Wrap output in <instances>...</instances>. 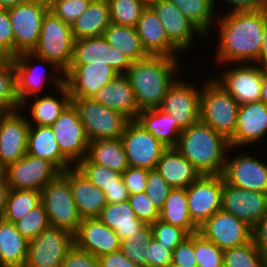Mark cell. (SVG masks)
I'll list each match as a JSON object with an SVG mask.
<instances>
[{"label": "cell", "instance_id": "1", "mask_svg": "<svg viewBox=\"0 0 267 267\" xmlns=\"http://www.w3.org/2000/svg\"><path fill=\"white\" fill-rule=\"evenodd\" d=\"M267 6L257 10L227 12L216 20L219 28L216 58L220 64H254L263 44Z\"/></svg>", "mask_w": 267, "mask_h": 267}, {"label": "cell", "instance_id": "2", "mask_svg": "<svg viewBox=\"0 0 267 267\" xmlns=\"http://www.w3.org/2000/svg\"><path fill=\"white\" fill-rule=\"evenodd\" d=\"M178 58L148 56L131 63L126 73L139 110L158 108L168 88L177 79Z\"/></svg>", "mask_w": 267, "mask_h": 267}, {"label": "cell", "instance_id": "3", "mask_svg": "<svg viewBox=\"0 0 267 267\" xmlns=\"http://www.w3.org/2000/svg\"><path fill=\"white\" fill-rule=\"evenodd\" d=\"M200 175H222L229 141L201 120L182 130L175 147Z\"/></svg>", "mask_w": 267, "mask_h": 267}, {"label": "cell", "instance_id": "4", "mask_svg": "<svg viewBox=\"0 0 267 267\" xmlns=\"http://www.w3.org/2000/svg\"><path fill=\"white\" fill-rule=\"evenodd\" d=\"M202 83L200 120L229 140L235 132L240 105L213 77Z\"/></svg>", "mask_w": 267, "mask_h": 267}, {"label": "cell", "instance_id": "5", "mask_svg": "<svg viewBox=\"0 0 267 267\" xmlns=\"http://www.w3.org/2000/svg\"><path fill=\"white\" fill-rule=\"evenodd\" d=\"M41 202L50 226L62 228L73 235L82 220L69 184V169L60 172L41 190Z\"/></svg>", "mask_w": 267, "mask_h": 267}, {"label": "cell", "instance_id": "6", "mask_svg": "<svg viewBox=\"0 0 267 267\" xmlns=\"http://www.w3.org/2000/svg\"><path fill=\"white\" fill-rule=\"evenodd\" d=\"M74 41L71 26L49 10L45 14L39 40L32 53L53 62L65 73L72 62Z\"/></svg>", "mask_w": 267, "mask_h": 267}, {"label": "cell", "instance_id": "7", "mask_svg": "<svg viewBox=\"0 0 267 267\" xmlns=\"http://www.w3.org/2000/svg\"><path fill=\"white\" fill-rule=\"evenodd\" d=\"M84 125L89 141L120 139L130 121L123 114L112 110L91 98H71Z\"/></svg>", "mask_w": 267, "mask_h": 267}, {"label": "cell", "instance_id": "8", "mask_svg": "<svg viewBox=\"0 0 267 267\" xmlns=\"http://www.w3.org/2000/svg\"><path fill=\"white\" fill-rule=\"evenodd\" d=\"M32 61L38 62L37 65ZM13 62L16 69L17 95L21 104L31 97L42 95L47 83H51V86L56 89L64 84V73L53 62L42 59L32 52L18 54L13 58ZM40 64L46 67L51 66L50 76L49 73L46 74V67H42ZM41 69H44V73L40 71ZM57 73H61V75ZM48 80L50 81L48 82Z\"/></svg>", "mask_w": 267, "mask_h": 267}, {"label": "cell", "instance_id": "9", "mask_svg": "<svg viewBox=\"0 0 267 267\" xmlns=\"http://www.w3.org/2000/svg\"><path fill=\"white\" fill-rule=\"evenodd\" d=\"M49 10L46 0H32L8 10L14 32V57L35 49L45 14Z\"/></svg>", "mask_w": 267, "mask_h": 267}, {"label": "cell", "instance_id": "10", "mask_svg": "<svg viewBox=\"0 0 267 267\" xmlns=\"http://www.w3.org/2000/svg\"><path fill=\"white\" fill-rule=\"evenodd\" d=\"M73 246L72 233L49 226L28 242L24 267H60L65 255Z\"/></svg>", "mask_w": 267, "mask_h": 267}, {"label": "cell", "instance_id": "11", "mask_svg": "<svg viewBox=\"0 0 267 267\" xmlns=\"http://www.w3.org/2000/svg\"><path fill=\"white\" fill-rule=\"evenodd\" d=\"M129 167L155 169L167 148L137 120H130L121 136Z\"/></svg>", "mask_w": 267, "mask_h": 267}, {"label": "cell", "instance_id": "12", "mask_svg": "<svg viewBox=\"0 0 267 267\" xmlns=\"http://www.w3.org/2000/svg\"><path fill=\"white\" fill-rule=\"evenodd\" d=\"M237 65V66H235ZM226 68L221 76L213 78L239 105L260 101L264 69L256 64L241 63ZM240 65V66H239Z\"/></svg>", "mask_w": 267, "mask_h": 267}, {"label": "cell", "instance_id": "13", "mask_svg": "<svg viewBox=\"0 0 267 267\" xmlns=\"http://www.w3.org/2000/svg\"><path fill=\"white\" fill-rule=\"evenodd\" d=\"M198 87L179 77L168 88L158 109L172 116L182 129L190 127L200 120L202 85Z\"/></svg>", "mask_w": 267, "mask_h": 267}, {"label": "cell", "instance_id": "14", "mask_svg": "<svg viewBox=\"0 0 267 267\" xmlns=\"http://www.w3.org/2000/svg\"><path fill=\"white\" fill-rule=\"evenodd\" d=\"M222 175H201L186 188L191 220L200 227L222 208Z\"/></svg>", "mask_w": 267, "mask_h": 267}, {"label": "cell", "instance_id": "15", "mask_svg": "<svg viewBox=\"0 0 267 267\" xmlns=\"http://www.w3.org/2000/svg\"><path fill=\"white\" fill-rule=\"evenodd\" d=\"M51 128L61 153L74 166L87 155L90 141L72 103L65 108Z\"/></svg>", "mask_w": 267, "mask_h": 267}, {"label": "cell", "instance_id": "16", "mask_svg": "<svg viewBox=\"0 0 267 267\" xmlns=\"http://www.w3.org/2000/svg\"><path fill=\"white\" fill-rule=\"evenodd\" d=\"M148 5L156 12L160 19L168 40L182 53L190 51L195 42L206 35L170 0H148Z\"/></svg>", "mask_w": 267, "mask_h": 267}, {"label": "cell", "instance_id": "17", "mask_svg": "<svg viewBox=\"0 0 267 267\" xmlns=\"http://www.w3.org/2000/svg\"><path fill=\"white\" fill-rule=\"evenodd\" d=\"M9 189L41 191L60 171L49 161L25 154L3 169Z\"/></svg>", "mask_w": 267, "mask_h": 267}, {"label": "cell", "instance_id": "18", "mask_svg": "<svg viewBox=\"0 0 267 267\" xmlns=\"http://www.w3.org/2000/svg\"><path fill=\"white\" fill-rule=\"evenodd\" d=\"M231 149L227 152L222 174L224 181L244 190L267 192V163L264 159L259 160L241 151L231 158L228 156Z\"/></svg>", "mask_w": 267, "mask_h": 267}, {"label": "cell", "instance_id": "19", "mask_svg": "<svg viewBox=\"0 0 267 267\" xmlns=\"http://www.w3.org/2000/svg\"><path fill=\"white\" fill-rule=\"evenodd\" d=\"M251 231L252 227L245 221L222 209L198 228V233L223 251L250 242Z\"/></svg>", "mask_w": 267, "mask_h": 267}, {"label": "cell", "instance_id": "20", "mask_svg": "<svg viewBox=\"0 0 267 267\" xmlns=\"http://www.w3.org/2000/svg\"><path fill=\"white\" fill-rule=\"evenodd\" d=\"M8 111L0 119V168L22 158L27 151L30 124L26 113Z\"/></svg>", "mask_w": 267, "mask_h": 267}, {"label": "cell", "instance_id": "21", "mask_svg": "<svg viewBox=\"0 0 267 267\" xmlns=\"http://www.w3.org/2000/svg\"><path fill=\"white\" fill-rule=\"evenodd\" d=\"M108 64L118 74H126L131 60L110 44L102 36L82 38L74 41L73 57L70 65Z\"/></svg>", "mask_w": 267, "mask_h": 267}, {"label": "cell", "instance_id": "22", "mask_svg": "<svg viewBox=\"0 0 267 267\" xmlns=\"http://www.w3.org/2000/svg\"><path fill=\"white\" fill-rule=\"evenodd\" d=\"M221 209L253 227L267 213V192L244 190L227 184L223 178Z\"/></svg>", "mask_w": 267, "mask_h": 267}, {"label": "cell", "instance_id": "23", "mask_svg": "<svg viewBox=\"0 0 267 267\" xmlns=\"http://www.w3.org/2000/svg\"><path fill=\"white\" fill-rule=\"evenodd\" d=\"M117 75L118 72L106 63L70 65L64 73V84L71 98H91Z\"/></svg>", "mask_w": 267, "mask_h": 267}, {"label": "cell", "instance_id": "24", "mask_svg": "<svg viewBox=\"0 0 267 267\" xmlns=\"http://www.w3.org/2000/svg\"><path fill=\"white\" fill-rule=\"evenodd\" d=\"M267 135V105L262 101L240 105L233 136L228 140L231 148L259 144ZM236 147V148H235Z\"/></svg>", "mask_w": 267, "mask_h": 267}, {"label": "cell", "instance_id": "25", "mask_svg": "<svg viewBox=\"0 0 267 267\" xmlns=\"http://www.w3.org/2000/svg\"><path fill=\"white\" fill-rule=\"evenodd\" d=\"M74 245L95 257L120 250L119 236L99 218H84L74 234Z\"/></svg>", "mask_w": 267, "mask_h": 267}, {"label": "cell", "instance_id": "26", "mask_svg": "<svg viewBox=\"0 0 267 267\" xmlns=\"http://www.w3.org/2000/svg\"><path fill=\"white\" fill-rule=\"evenodd\" d=\"M135 28L149 56L180 57L181 52L168 40L160 19L149 5L142 11Z\"/></svg>", "mask_w": 267, "mask_h": 267}, {"label": "cell", "instance_id": "27", "mask_svg": "<svg viewBox=\"0 0 267 267\" xmlns=\"http://www.w3.org/2000/svg\"><path fill=\"white\" fill-rule=\"evenodd\" d=\"M92 98L100 104L123 114L129 120H136L140 111L134 90L126 74H118L107 85L100 88Z\"/></svg>", "mask_w": 267, "mask_h": 267}, {"label": "cell", "instance_id": "28", "mask_svg": "<svg viewBox=\"0 0 267 267\" xmlns=\"http://www.w3.org/2000/svg\"><path fill=\"white\" fill-rule=\"evenodd\" d=\"M69 184L81 218H98L107 205L104 192L89 181L75 166L69 168Z\"/></svg>", "mask_w": 267, "mask_h": 267}, {"label": "cell", "instance_id": "29", "mask_svg": "<svg viewBox=\"0 0 267 267\" xmlns=\"http://www.w3.org/2000/svg\"><path fill=\"white\" fill-rule=\"evenodd\" d=\"M56 92L59 93L58 98L44 93L43 96L31 97L21 104V109L23 108L24 110V107L31 103L27 109V111L30 112L28 113L30 116L28 118L32 117L31 119L27 118L30 125L51 126L71 103V96L65 84L57 88Z\"/></svg>", "mask_w": 267, "mask_h": 267}, {"label": "cell", "instance_id": "30", "mask_svg": "<svg viewBox=\"0 0 267 267\" xmlns=\"http://www.w3.org/2000/svg\"><path fill=\"white\" fill-rule=\"evenodd\" d=\"M155 169L173 189H186L201 176L175 147L163 151Z\"/></svg>", "mask_w": 267, "mask_h": 267}, {"label": "cell", "instance_id": "31", "mask_svg": "<svg viewBox=\"0 0 267 267\" xmlns=\"http://www.w3.org/2000/svg\"><path fill=\"white\" fill-rule=\"evenodd\" d=\"M26 153L49 161L60 172L74 167L61 153L51 126L30 125Z\"/></svg>", "mask_w": 267, "mask_h": 267}, {"label": "cell", "instance_id": "32", "mask_svg": "<svg viewBox=\"0 0 267 267\" xmlns=\"http://www.w3.org/2000/svg\"><path fill=\"white\" fill-rule=\"evenodd\" d=\"M28 242L15 223L0 218V267H24Z\"/></svg>", "mask_w": 267, "mask_h": 267}, {"label": "cell", "instance_id": "33", "mask_svg": "<svg viewBox=\"0 0 267 267\" xmlns=\"http://www.w3.org/2000/svg\"><path fill=\"white\" fill-rule=\"evenodd\" d=\"M110 9L107 0L91 1L88 8L72 24V32L75 40L102 36L110 25Z\"/></svg>", "mask_w": 267, "mask_h": 267}, {"label": "cell", "instance_id": "34", "mask_svg": "<svg viewBox=\"0 0 267 267\" xmlns=\"http://www.w3.org/2000/svg\"><path fill=\"white\" fill-rule=\"evenodd\" d=\"M136 120L167 148L176 147L183 129L172 116L155 108L140 110Z\"/></svg>", "mask_w": 267, "mask_h": 267}, {"label": "cell", "instance_id": "35", "mask_svg": "<svg viewBox=\"0 0 267 267\" xmlns=\"http://www.w3.org/2000/svg\"><path fill=\"white\" fill-rule=\"evenodd\" d=\"M86 157L90 161L106 166L120 174L129 167L121 139L90 141Z\"/></svg>", "mask_w": 267, "mask_h": 267}, {"label": "cell", "instance_id": "36", "mask_svg": "<svg viewBox=\"0 0 267 267\" xmlns=\"http://www.w3.org/2000/svg\"><path fill=\"white\" fill-rule=\"evenodd\" d=\"M98 218L110 227L121 241L145 225L135 216L128 200L116 204L107 203Z\"/></svg>", "mask_w": 267, "mask_h": 267}, {"label": "cell", "instance_id": "37", "mask_svg": "<svg viewBox=\"0 0 267 267\" xmlns=\"http://www.w3.org/2000/svg\"><path fill=\"white\" fill-rule=\"evenodd\" d=\"M163 222L185 229L189 234L198 232V226L191 220L187 204L186 189L174 188L159 211Z\"/></svg>", "mask_w": 267, "mask_h": 267}, {"label": "cell", "instance_id": "38", "mask_svg": "<svg viewBox=\"0 0 267 267\" xmlns=\"http://www.w3.org/2000/svg\"><path fill=\"white\" fill-rule=\"evenodd\" d=\"M103 37L110 46L126 55L131 62L142 60L149 56L142 46L135 27L110 23L105 29Z\"/></svg>", "mask_w": 267, "mask_h": 267}, {"label": "cell", "instance_id": "39", "mask_svg": "<svg viewBox=\"0 0 267 267\" xmlns=\"http://www.w3.org/2000/svg\"><path fill=\"white\" fill-rule=\"evenodd\" d=\"M182 14L194 23L205 35L210 34V29L215 24L218 6L215 0H170Z\"/></svg>", "mask_w": 267, "mask_h": 267}, {"label": "cell", "instance_id": "40", "mask_svg": "<svg viewBox=\"0 0 267 267\" xmlns=\"http://www.w3.org/2000/svg\"><path fill=\"white\" fill-rule=\"evenodd\" d=\"M40 203L41 191L9 189L2 218L8 222L15 223Z\"/></svg>", "mask_w": 267, "mask_h": 267}, {"label": "cell", "instance_id": "41", "mask_svg": "<svg viewBox=\"0 0 267 267\" xmlns=\"http://www.w3.org/2000/svg\"><path fill=\"white\" fill-rule=\"evenodd\" d=\"M0 110H21L17 95L16 69L12 58H0Z\"/></svg>", "mask_w": 267, "mask_h": 267}, {"label": "cell", "instance_id": "42", "mask_svg": "<svg viewBox=\"0 0 267 267\" xmlns=\"http://www.w3.org/2000/svg\"><path fill=\"white\" fill-rule=\"evenodd\" d=\"M152 239V226L145 224L121 241L120 251L137 266L146 267L148 246Z\"/></svg>", "mask_w": 267, "mask_h": 267}, {"label": "cell", "instance_id": "43", "mask_svg": "<svg viewBox=\"0 0 267 267\" xmlns=\"http://www.w3.org/2000/svg\"><path fill=\"white\" fill-rule=\"evenodd\" d=\"M266 261L252 240L223 251V267H265Z\"/></svg>", "mask_w": 267, "mask_h": 267}, {"label": "cell", "instance_id": "44", "mask_svg": "<svg viewBox=\"0 0 267 267\" xmlns=\"http://www.w3.org/2000/svg\"><path fill=\"white\" fill-rule=\"evenodd\" d=\"M110 9L111 23L136 27L148 0H107Z\"/></svg>", "mask_w": 267, "mask_h": 267}, {"label": "cell", "instance_id": "45", "mask_svg": "<svg viewBox=\"0 0 267 267\" xmlns=\"http://www.w3.org/2000/svg\"><path fill=\"white\" fill-rule=\"evenodd\" d=\"M75 167L101 191L120 186L122 174L90 161L86 156Z\"/></svg>", "mask_w": 267, "mask_h": 267}, {"label": "cell", "instance_id": "46", "mask_svg": "<svg viewBox=\"0 0 267 267\" xmlns=\"http://www.w3.org/2000/svg\"><path fill=\"white\" fill-rule=\"evenodd\" d=\"M15 226L20 234L28 241L49 227L47 213L42 202L29 210L22 219L15 222Z\"/></svg>", "mask_w": 267, "mask_h": 267}, {"label": "cell", "instance_id": "47", "mask_svg": "<svg viewBox=\"0 0 267 267\" xmlns=\"http://www.w3.org/2000/svg\"><path fill=\"white\" fill-rule=\"evenodd\" d=\"M194 252L197 267H223V250L198 232L194 234Z\"/></svg>", "mask_w": 267, "mask_h": 267}, {"label": "cell", "instance_id": "48", "mask_svg": "<svg viewBox=\"0 0 267 267\" xmlns=\"http://www.w3.org/2000/svg\"><path fill=\"white\" fill-rule=\"evenodd\" d=\"M151 226L153 237L157 242L172 252L190 235L185 229L163 222L160 219L152 223Z\"/></svg>", "mask_w": 267, "mask_h": 267}, {"label": "cell", "instance_id": "49", "mask_svg": "<svg viewBox=\"0 0 267 267\" xmlns=\"http://www.w3.org/2000/svg\"><path fill=\"white\" fill-rule=\"evenodd\" d=\"M92 0H49V9L66 24H72L86 11Z\"/></svg>", "mask_w": 267, "mask_h": 267}, {"label": "cell", "instance_id": "50", "mask_svg": "<svg viewBox=\"0 0 267 267\" xmlns=\"http://www.w3.org/2000/svg\"><path fill=\"white\" fill-rule=\"evenodd\" d=\"M172 189L156 169L148 171L145 193L159 211Z\"/></svg>", "mask_w": 267, "mask_h": 267}, {"label": "cell", "instance_id": "51", "mask_svg": "<svg viewBox=\"0 0 267 267\" xmlns=\"http://www.w3.org/2000/svg\"><path fill=\"white\" fill-rule=\"evenodd\" d=\"M128 201L135 216L145 224H152L159 219V210L153 205L145 192L129 195Z\"/></svg>", "mask_w": 267, "mask_h": 267}, {"label": "cell", "instance_id": "52", "mask_svg": "<svg viewBox=\"0 0 267 267\" xmlns=\"http://www.w3.org/2000/svg\"><path fill=\"white\" fill-rule=\"evenodd\" d=\"M0 58H14V32L8 10L0 8Z\"/></svg>", "mask_w": 267, "mask_h": 267}, {"label": "cell", "instance_id": "53", "mask_svg": "<svg viewBox=\"0 0 267 267\" xmlns=\"http://www.w3.org/2000/svg\"><path fill=\"white\" fill-rule=\"evenodd\" d=\"M172 263L179 267H197L194 252V234H190L173 250Z\"/></svg>", "mask_w": 267, "mask_h": 267}, {"label": "cell", "instance_id": "54", "mask_svg": "<svg viewBox=\"0 0 267 267\" xmlns=\"http://www.w3.org/2000/svg\"><path fill=\"white\" fill-rule=\"evenodd\" d=\"M148 171L145 168L128 167L122 173V179L129 195L145 192Z\"/></svg>", "mask_w": 267, "mask_h": 267}, {"label": "cell", "instance_id": "55", "mask_svg": "<svg viewBox=\"0 0 267 267\" xmlns=\"http://www.w3.org/2000/svg\"><path fill=\"white\" fill-rule=\"evenodd\" d=\"M60 267H100V262L98 257L74 245L65 255Z\"/></svg>", "mask_w": 267, "mask_h": 267}, {"label": "cell", "instance_id": "56", "mask_svg": "<svg viewBox=\"0 0 267 267\" xmlns=\"http://www.w3.org/2000/svg\"><path fill=\"white\" fill-rule=\"evenodd\" d=\"M172 263V251L162 246L153 237L148 246L146 267H167Z\"/></svg>", "mask_w": 267, "mask_h": 267}, {"label": "cell", "instance_id": "57", "mask_svg": "<svg viewBox=\"0 0 267 267\" xmlns=\"http://www.w3.org/2000/svg\"><path fill=\"white\" fill-rule=\"evenodd\" d=\"M251 232L253 244L267 257V213L252 227Z\"/></svg>", "mask_w": 267, "mask_h": 267}, {"label": "cell", "instance_id": "58", "mask_svg": "<svg viewBox=\"0 0 267 267\" xmlns=\"http://www.w3.org/2000/svg\"><path fill=\"white\" fill-rule=\"evenodd\" d=\"M100 267H139L128 259L120 250L98 257Z\"/></svg>", "mask_w": 267, "mask_h": 267}, {"label": "cell", "instance_id": "59", "mask_svg": "<svg viewBox=\"0 0 267 267\" xmlns=\"http://www.w3.org/2000/svg\"><path fill=\"white\" fill-rule=\"evenodd\" d=\"M103 192L105 194L106 202L111 204L125 202L129 198V193L124 185L123 179H120V186L104 189Z\"/></svg>", "mask_w": 267, "mask_h": 267}, {"label": "cell", "instance_id": "60", "mask_svg": "<svg viewBox=\"0 0 267 267\" xmlns=\"http://www.w3.org/2000/svg\"><path fill=\"white\" fill-rule=\"evenodd\" d=\"M215 0V5L218 1ZM230 5V12L233 11H245V10H257L264 8L265 5L260 0H224ZM232 5V6H231Z\"/></svg>", "mask_w": 267, "mask_h": 267}, {"label": "cell", "instance_id": "61", "mask_svg": "<svg viewBox=\"0 0 267 267\" xmlns=\"http://www.w3.org/2000/svg\"><path fill=\"white\" fill-rule=\"evenodd\" d=\"M9 191V185L3 172L0 174V218H2L5 206L7 194Z\"/></svg>", "mask_w": 267, "mask_h": 267}, {"label": "cell", "instance_id": "62", "mask_svg": "<svg viewBox=\"0 0 267 267\" xmlns=\"http://www.w3.org/2000/svg\"><path fill=\"white\" fill-rule=\"evenodd\" d=\"M264 69L267 66V19L265 20L263 44L257 61L254 63Z\"/></svg>", "mask_w": 267, "mask_h": 267}, {"label": "cell", "instance_id": "63", "mask_svg": "<svg viewBox=\"0 0 267 267\" xmlns=\"http://www.w3.org/2000/svg\"><path fill=\"white\" fill-rule=\"evenodd\" d=\"M32 0H0V8L9 10L18 4H23Z\"/></svg>", "mask_w": 267, "mask_h": 267}, {"label": "cell", "instance_id": "64", "mask_svg": "<svg viewBox=\"0 0 267 267\" xmlns=\"http://www.w3.org/2000/svg\"><path fill=\"white\" fill-rule=\"evenodd\" d=\"M260 101L267 105V75L263 78Z\"/></svg>", "mask_w": 267, "mask_h": 267}, {"label": "cell", "instance_id": "65", "mask_svg": "<svg viewBox=\"0 0 267 267\" xmlns=\"http://www.w3.org/2000/svg\"><path fill=\"white\" fill-rule=\"evenodd\" d=\"M167 267H179V266H177V265H175L173 263H170Z\"/></svg>", "mask_w": 267, "mask_h": 267}, {"label": "cell", "instance_id": "66", "mask_svg": "<svg viewBox=\"0 0 267 267\" xmlns=\"http://www.w3.org/2000/svg\"><path fill=\"white\" fill-rule=\"evenodd\" d=\"M5 113H6L5 111L0 110V119Z\"/></svg>", "mask_w": 267, "mask_h": 267}, {"label": "cell", "instance_id": "67", "mask_svg": "<svg viewBox=\"0 0 267 267\" xmlns=\"http://www.w3.org/2000/svg\"><path fill=\"white\" fill-rule=\"evenodd\" d=\"M265 6H267V0H260Z\"/></svg>", "mask_w": 267, "mask_h": 267}, {"label": "cell", "instance_id": "68", "mask_svg": "<svg viewBox=\"0 0 267 267\" xmlns=\"http://www.w3.org/2000/svg\"><path fill=\"white\" fill-rule=\"evenodd\" d=\"M265 74L267 75V66L264 68Z\"/></svg>", "mask_w": 267, "mask_h": 267}]
</instances>
